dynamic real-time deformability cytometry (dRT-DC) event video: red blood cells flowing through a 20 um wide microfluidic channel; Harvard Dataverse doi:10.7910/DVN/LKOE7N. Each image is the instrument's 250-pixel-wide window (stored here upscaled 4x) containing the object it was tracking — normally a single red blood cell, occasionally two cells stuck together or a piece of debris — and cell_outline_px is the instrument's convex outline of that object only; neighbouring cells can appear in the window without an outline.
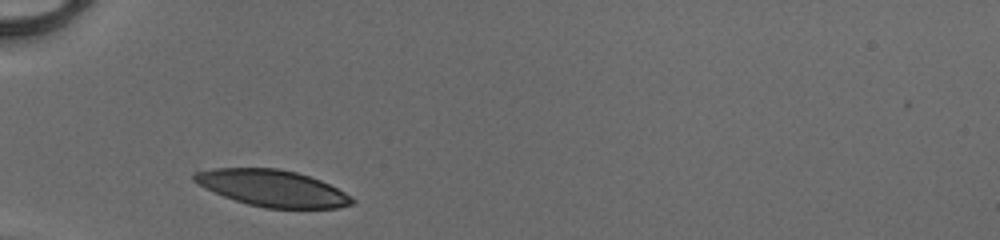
{"species": "human", "species_latin": "Homo sapiens", "temperature_condition": "cold", "stored_images_in_passage": 26, "camera_frame_rate_fps": 3000, "um_per_image_px": 0.085, "donor": {"sex": "male"}, "frame": {"image": 1, "passage_image": 1, "time_ms": 0.0, "image_size_px": [1000, 240], "cell_outline_px": [[356, 200], [352, 204], [336, 208], [264, 208], [248, 204], [224, 196], [204, 188], [196, 184], [192, 180], [192, 176], [196, 172], [216, 168], [276, 168], [296, 172], [320, 180], [352, 196]], "centroid_in_image_um": [23.13, 16.0], "position_along_channel_um": 61.9, "area_um2": 33.41}}
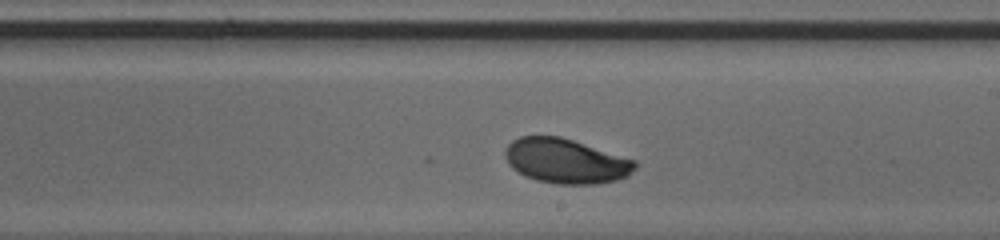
{"frame": {"image": 2, "passage_image": 15, "time_ms": 4.667, "image_size_px": [1000, 240], "cell_outline_px": [[636, 168], [628, 176], [616, 180], [596, 184], [556, 184], [536, 180], [524, 176], [512, 168], [508, 164], [504, 156], [504, 152], [508, 144], [512, 140], [520, 136], [560, 136], [636, 160]], "centroid_in_image_um": [48.07, 13.69], "position_along_channel_um": 240.9, "area_um2": 33.99}}
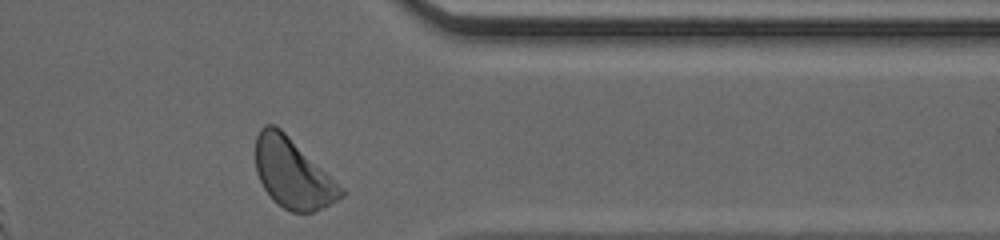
{"frame": {"image": 3, "passage_image": 26, "time_ms": 8.333, "image_size_px": [1000, 240], "cell_outline_px": [[348, 192], [344, 196], [312, 212], [292, 212], [284, 208], [264, 188], [256, 172], [256, 136], [260, 128], [264, 124], [272, 124], [280, 128], [344, 188]], "centroid_in_image_um": [24.89, 14.71], "position_along_channel_um": 386.5, "area_um2": 34.1}, "authors_computed_cell_mechanics": {"area_um2": 33.9286, "velocity_mm_per_s": 4.094, "shape_relaxation_time_tau1_ms": 1.99, "shape_relaxation_time_tau2_ms": null, "deformation_change_tau1": 0.1311, "deformation_change_tau2": null}}